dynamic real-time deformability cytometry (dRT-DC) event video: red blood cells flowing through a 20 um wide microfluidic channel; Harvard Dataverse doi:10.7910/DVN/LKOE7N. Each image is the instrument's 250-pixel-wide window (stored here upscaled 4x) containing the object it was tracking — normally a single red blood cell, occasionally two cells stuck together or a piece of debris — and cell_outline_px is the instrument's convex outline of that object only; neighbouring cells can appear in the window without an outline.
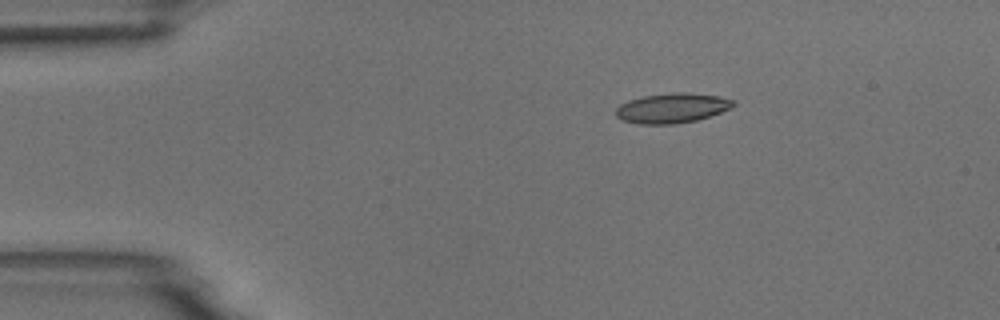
{"species": "common noctule bat (a hibernating species)", "species_latin": "Nyctalus noctula", "temperature_condition": "room temperature", "stored_images_in_passage": 5, "camera_frame_rate_fps": 3000, "um_per_image_px": 0.085, "animal": {"sex": "male", "body_mass_g": 18.8}, "frame": {"image": 1, "passage_image": 3, "time_ms": 2.333, "image_size_px": [1000, 320], "cell_outline_px": [[736, 104], [720, 112], [696, 120], [672, 124], [640, 124], [624, 120], [616, 116], [616, 108], [620, 104], [628, 100], [644, 96], [672, 92], [688, 92], [716, 96], [736, 100]], "centroid_in_image_um": [57.11, 9.17], "position_along_channel_um": 27.9, "area_um2": 20.23}}
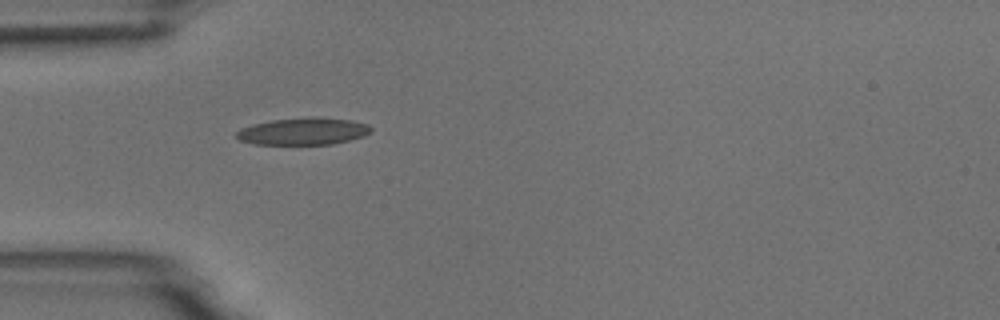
{"frame": {"image": 2, "passage_image": 5, "time_ms": 4.667, "image_size_px": [1000, 320], "cell_outline_px": [[372, 132], [364, 136], [332, 144], [252, 144], [240, 140], [236, 136], [236, 132], [240, 128], [252, 124], [272, 120], [352, 120], [368, 124], [372, 128]], "centroid_in_image_um": [25.74, 11.21], "position_along_channel_um": 59.3, "area_um2": 20.23}}